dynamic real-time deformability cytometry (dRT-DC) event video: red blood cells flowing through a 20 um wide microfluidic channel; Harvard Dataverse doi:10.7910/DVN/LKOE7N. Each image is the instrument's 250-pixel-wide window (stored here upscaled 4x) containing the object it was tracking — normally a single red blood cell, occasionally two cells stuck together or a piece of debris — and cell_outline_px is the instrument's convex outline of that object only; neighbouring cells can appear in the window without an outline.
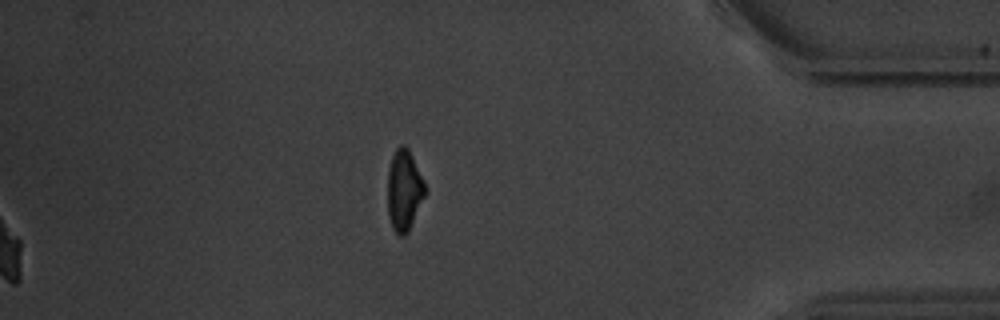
{"species": "common noctule bat (a hibernating species)", "species_latin": "Nyctalus noctula", "temperature_condition": "warm", "stored_images_in_passage": 48, "camera_frame_rate_fps": 3000, "um_per_image_px": 0.085, "animal": {"sex": "male", "body_mass_g": 20.1, "forearm_length_mm": 53.5}, "frame": {"image": 1, "passage_image": 48, "time_ms": 15.667, "image_size_px": [1000, 320], "cell_outline_px": [[424, 196], [408, 232], [404, 236], [400, 236], [392, 228], [388, 216], [388, 168], [392, 156], [396, 148], [400, 144], [404, 144], [408, 148], [424, 180]], "centroid_in_image_um": [34.33, 16.16], "position_along_channel_um": 400.9, "area_um2": 17.51}, "authors_computed_cell_mechanics": {"area_um2": 20.6924, "velocity_mm_per_s": 3.7431, "shape_relaxation_time_tau1_ms": 2.7814, "shape_relaxation_time_tau2_ms": 5.6931, "deformation_change_tau1": 0.123, "deformation_change_tau2": 0.1274}}